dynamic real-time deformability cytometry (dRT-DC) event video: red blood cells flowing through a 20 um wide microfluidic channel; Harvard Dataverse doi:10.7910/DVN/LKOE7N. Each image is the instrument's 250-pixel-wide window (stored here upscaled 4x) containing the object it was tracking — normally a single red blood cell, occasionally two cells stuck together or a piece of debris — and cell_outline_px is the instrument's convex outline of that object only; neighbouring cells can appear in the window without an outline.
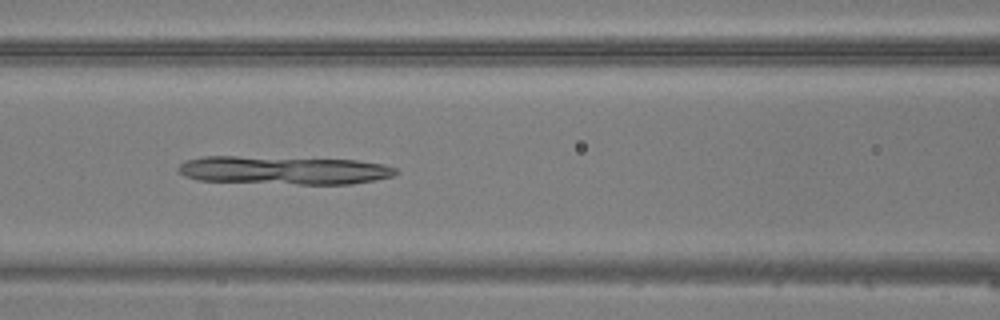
{"species": "common noctule bat (a hibernating species)", "species_latin": "Nyctalus noctula", "temperature_condition": "warm", "stored_images_in_passage": 32, "camera_frame_rate_fps": 3000, "um_per_image_px": 0.085, "animal": {"sex": "male", "body_mass_g": 20.5, "forearm_length_mm": 52.5}, "frame": {"image": 1, "passage_image": 11, "time_ms": 3.333, "image_size_px": [1000, 320], "cell_outline_px": [[396, 172], [392, 176], [352, 184], [300, 184], [196, 180], [184, 176], [176, 168], [184, 160], [204, 156], [236, 156], [356, 160], [384, 164], [396, 168]], "centroid_in_image_um": [24.07, 14.46], "position_along_channel_um": 142.5, "area_um2": 35.78}}
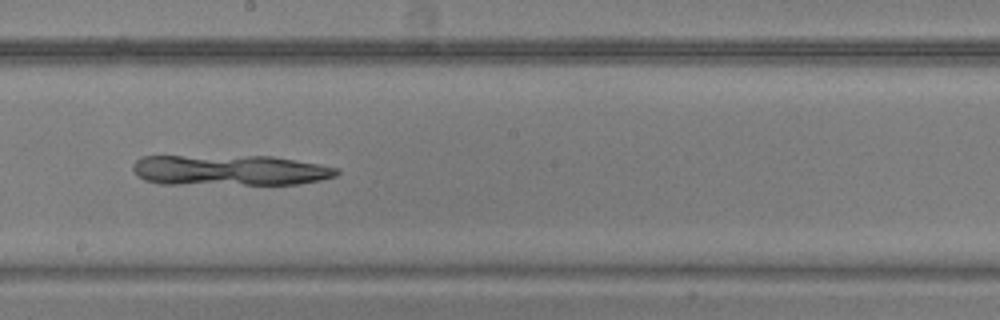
{"frame": {"image": 2, "passage_image": 17, "time_ms": 5.333, "image_size_px": [1000, 320], "cell_outline_px": [[340, 172], [336, 176], [320, 180], [296, 184], [160, 184], [144, 180], [136, 176], [132, 168], [132, 164], [140, 156], [272, 156], [316, 164], [336, 168]], "centroid_in_image_um": [19.45, 14.47], "position_along_channel_um": 228.8, "area_um2": 36.47}}
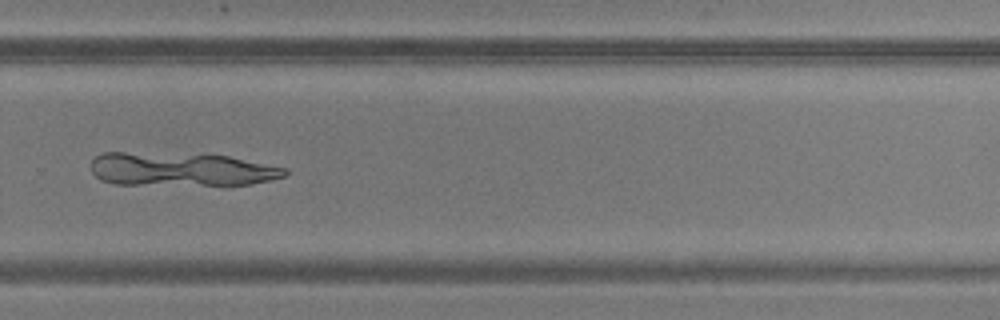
{"frame": {"image": 3, "passage_image": 23, "time_ms": 7.333, "image_size_px": [1000, 320], "cell_outline_px": [[288, 172], [284, 176], [252, 184], [224, 188], [116, 184], [100, 180], [92, 172], [92, 160], [96, 156], [104, 152], [124, 152], [228, 156], [288, 168]], "centroid_in_image_um": [15.44, 14.46], "position_along_channel_um": 314.4, "area_um2": 39.25}}